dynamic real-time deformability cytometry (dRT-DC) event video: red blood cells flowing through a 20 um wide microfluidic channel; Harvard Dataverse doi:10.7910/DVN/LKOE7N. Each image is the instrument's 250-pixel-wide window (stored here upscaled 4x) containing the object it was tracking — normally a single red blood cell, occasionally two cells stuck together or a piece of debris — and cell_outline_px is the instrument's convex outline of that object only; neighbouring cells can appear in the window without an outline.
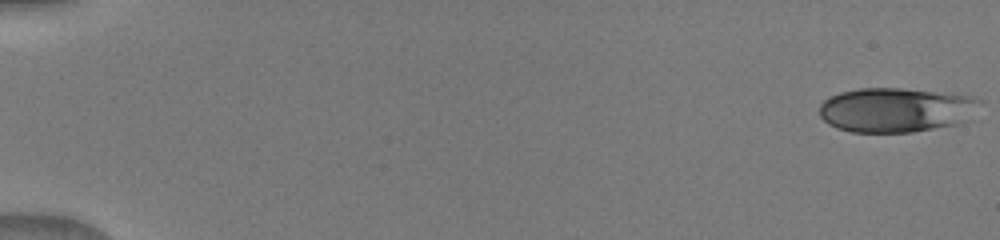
{"species": "human", "species_latin": "Homo sapiens", "temperature_condition": "warm", "stored_images_in_passage": 51, "camera_frame_rate_fps": 3000, "um_per_image_px": 0.085, "donor": {"sex": "male"}, "frame": {"image": 1, "passage_image": 1, "time_ms": 0.0, "image_size_px": [1000, 240], "cell_outline_px": [[984, 100], [964, 120], [956, 124], [912, 132], [852, 132], [836, 128], [828, 124], [820, 116], [820, 104], [824, 100], [840, 92], [860, 88], [904, 88], [952, 92], [972, 96]], "centroid_in_image_um": [76.16, 9.32], "position_along_channel_um": 8.8, "area_um2": 41.79}}
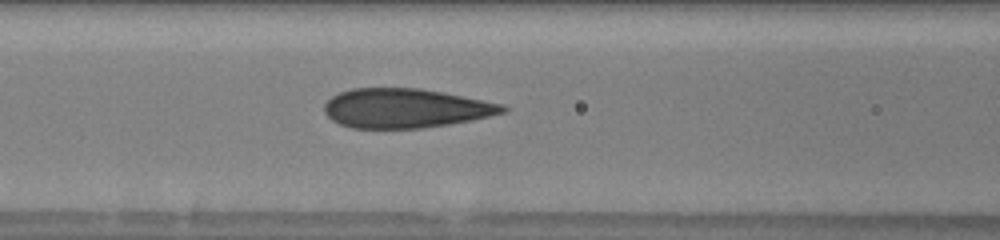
{"frame": {"image": 2, "passage_image": 23, "time_ms": 7.333, "image_size_px": [1000, 240], "cell_outline_px": [[508, 112], [472, 120], [448, 124], [420, 128], [352, 128], [340, 124], [332, 120], [324, 112], [324, 104], [332, 96], [340, 92], [352, 88], [420, 88], [504, 104], [508, 108]], "centroid_in_image_um": [34.47, 9.2], "position_along_channel_um": 132.1, "area_um2": 40.81}}
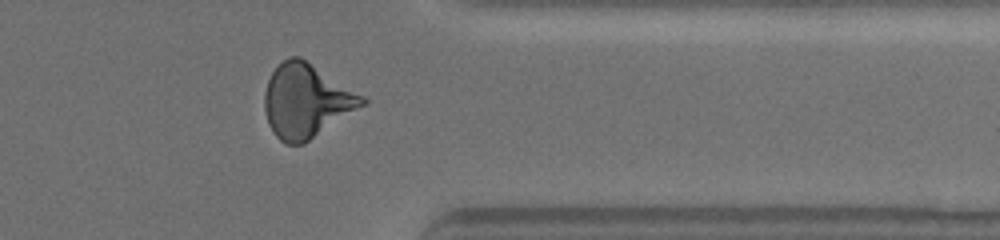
{"frame": {"image": 3, "passage_image": 42, "time_ms": 13.667, "image_size_px": [1000, 240], "cell_outline_px": [[368, 104], [304, 144], [284, 144], [276, 136], [268, 124], [264, 108], [264, 92], [268, 80], [272, 72], [288, 56], [300, 56], [364, 96], [368, 100]], "centroid_in_image_um": [26.05, 8.59], "position_along_channel_um": 385.3, "area_um2": 42.19}}